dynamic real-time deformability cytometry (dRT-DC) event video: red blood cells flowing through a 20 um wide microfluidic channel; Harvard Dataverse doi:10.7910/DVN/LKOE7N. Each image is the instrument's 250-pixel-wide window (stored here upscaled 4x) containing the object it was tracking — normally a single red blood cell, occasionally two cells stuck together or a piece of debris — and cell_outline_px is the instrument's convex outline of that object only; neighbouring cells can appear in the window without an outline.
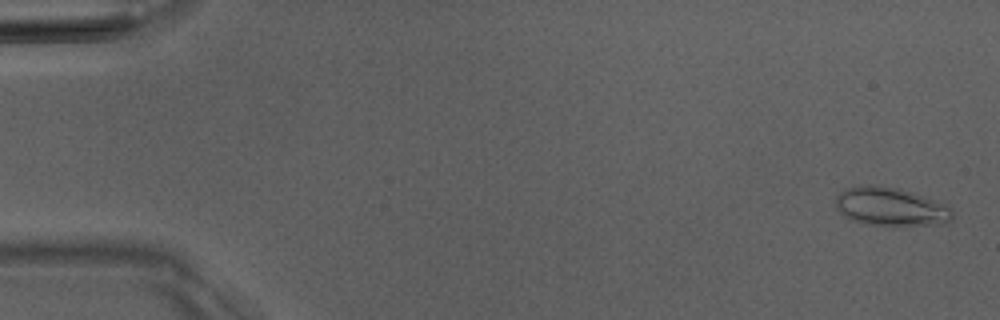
{"species": "Egyptian fruit bat (a non-hibernating species)", "species_latin": "Rousettus aegyptiacus", "temperature_condition": "room temperature", "stored_images_in_passage": 5, "camera_frame_rate_fps": 3000, "um_per_image_px": 0.085, "animal": {"sex": "male"}, "frame": {"image": 1, "passage_image": 5, "time_ms": 5.333, "image_size_px": [1000, 320], "cell_outline_px": [[952, 220], [948, 224], [864, 224], [852, 220], [844, 216], [836, 208], [836, 196], [844, 188], [868, 184], [876, 184], [900, 188], [948, 204], [952, 212]], "centroid_in_image_um": [75.7, 17.54], "position_along_channel_um": 9.3, "area_um2": 26.24}}